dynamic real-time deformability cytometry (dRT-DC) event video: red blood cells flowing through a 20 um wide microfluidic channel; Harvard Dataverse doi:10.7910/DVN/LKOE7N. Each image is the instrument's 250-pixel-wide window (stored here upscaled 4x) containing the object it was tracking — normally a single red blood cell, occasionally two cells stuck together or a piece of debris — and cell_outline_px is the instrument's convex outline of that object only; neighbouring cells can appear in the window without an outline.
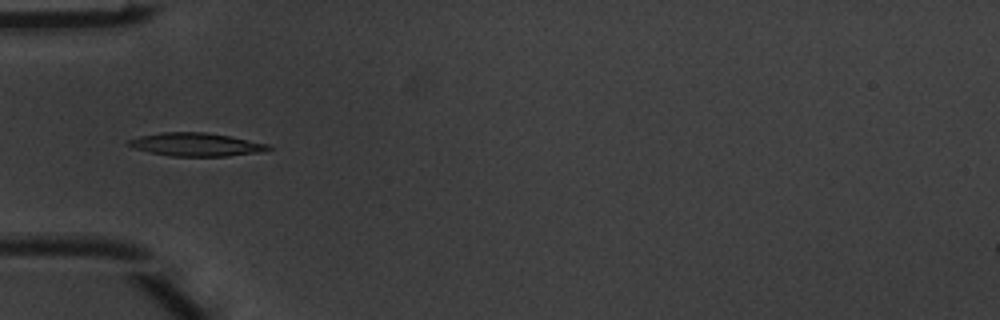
{"species": "common noctule bat (a hibernating species)", "species_latin": "Nyctalus noctula", "temperature_condition": "warm", "stored_images_in_passage": 5, "camera_frame_rate_fps": 3000, "um_per_image_px": 0.085, "animal": {"sex": "male", "body_mass_g": 20.1, "forearm_length_mm": 53.5}, "frame": {"image": 1, "passage_image": 4, "time_ms": 1.0, "image_size_px": [1000, 320], "cell_outline_px": [[272, 148], [260, 152], [228, 156], [172, 156], [148, 152], [124, 144], [128, 140], [140, 136], [160, 132], [204, 132], [232, 136], [268, 144]], "centroid_in_image_um": [16.65, 12.28], "position_along_channel_um": 68.4, "area_um2": 18.96}}